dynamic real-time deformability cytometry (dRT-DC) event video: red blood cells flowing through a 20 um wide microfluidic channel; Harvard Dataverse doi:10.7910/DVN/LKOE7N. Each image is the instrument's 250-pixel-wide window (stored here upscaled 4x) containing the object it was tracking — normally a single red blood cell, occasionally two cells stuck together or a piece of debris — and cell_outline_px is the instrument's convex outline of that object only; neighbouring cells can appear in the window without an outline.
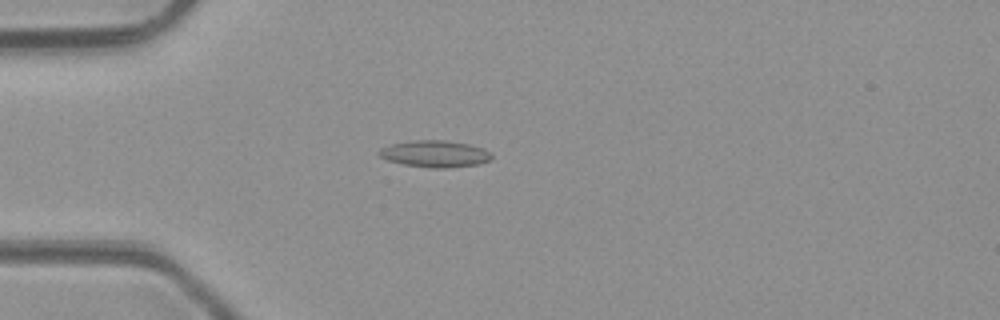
{"species": "common noctule bat (a hibernating species)", "species_latin": "Nyctalus noctula", "temperature_condition": "room temperature", "stored_images_in_passage": 3, "camera_frame_rate_fps": 3000, "um_per_image_px": 0.085, "animal": {"sex": "male", "body_mass_g": 23.1, "forearm_length_mm": 52.7}, "frame": {"image": 1, "passage_image": 3, "time_ms": 2.333, "image_size_px": [1000, 320], "cell_outline_px": [[492, 156], [488, 160], [476, 164], [444, 168], [432, 168], [404, 164], [388, 160], [380, 156], [376, 152], [380, 148], [392, 144], [416, 140], [444, 140], [468, 144], [484, 148]], "centroid_in_image_um": [36.93, 13.07], "position_along_channel_um": 48.1, "area_um2": 17.22}}